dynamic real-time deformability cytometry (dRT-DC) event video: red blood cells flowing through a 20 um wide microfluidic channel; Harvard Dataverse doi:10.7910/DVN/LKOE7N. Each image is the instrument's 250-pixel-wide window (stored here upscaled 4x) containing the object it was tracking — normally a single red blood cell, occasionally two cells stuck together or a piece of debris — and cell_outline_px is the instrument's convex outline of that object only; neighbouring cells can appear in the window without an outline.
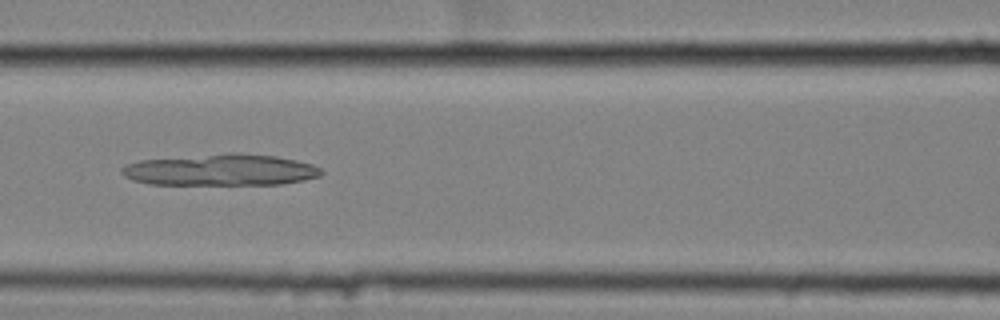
{"species": "common noctule bat (a hibernating species)", "species_latin": "Nyctalus noctula", "temperature_condition": "cold", "stored_images_in_passage": 46, "camera_frame_rate_fps": 3000, "um_per_image_px": 0.085, "animal": {"sex": "female", "body_mass_g": 25.1}, "frame": {"image": 1, "passage_image": 15, "time_ms": 4.667, "image_size_px": [1000, 320], "cell_outline_px": [[324, 172], [320, 176], [304, 180], [280, 184], [148, 184], [132, 180], [124, 176], [120, 172], [120, 168], [124, 164], [140, 160], [232, 152], [236, 152], [276, 156], [296, 160], [312, 164], [320, 168]], "centroid_in_image_um": [18.74, 14.43], "position_along_channel_um": 147.9, "area_um2": 36.82}}
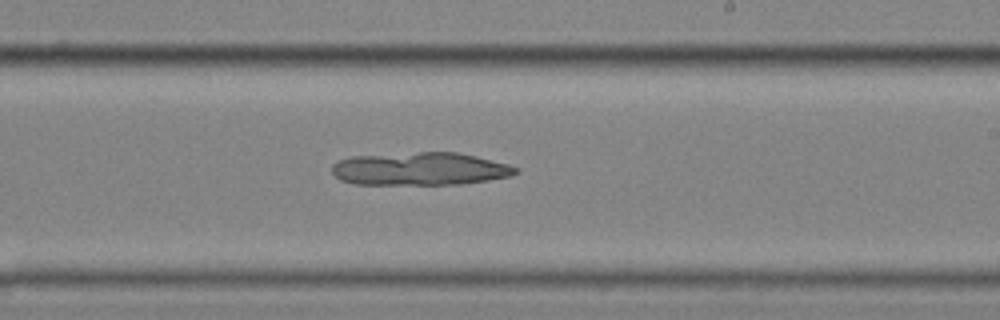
{"frame": {"image": 2, "passage_image": 24, "time_ms": 7.667, "image_size_px": [1000, 320], "cell_outline_px": [[520, 172], [512, 176], [488, 180], [460, 184], [352, 184], [340, 180], [332, 172], [332, 164], [340, 160], [352, 156], [420, 152], [456, 152], [476, 156], [508, 164], [520, 168]], "centroid_in_image_um": [35.73, 14.35], "position_along_channel_um": 253.3, "area_um2": 35.37}}
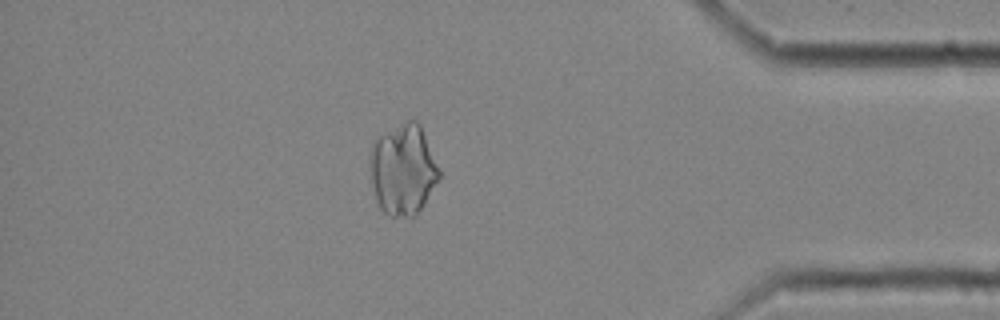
{"frame": {"image": 3, "passage_image": 39, "time_ms": 12.667, "image_size_px": [1000, 320], "cell_outline_px": [[440, 176], [424, 204], [416, 216], [388, 216], [380, 208], [376, 200], [372, 184], [372, 144], [380, 136], [408, 120], [416, 120], [420, 124], [440, 172]], "centroid_in_image_um": [34.28, 14.45], "position_along_channel_um": 400.9, "area_um2": 35.66}}